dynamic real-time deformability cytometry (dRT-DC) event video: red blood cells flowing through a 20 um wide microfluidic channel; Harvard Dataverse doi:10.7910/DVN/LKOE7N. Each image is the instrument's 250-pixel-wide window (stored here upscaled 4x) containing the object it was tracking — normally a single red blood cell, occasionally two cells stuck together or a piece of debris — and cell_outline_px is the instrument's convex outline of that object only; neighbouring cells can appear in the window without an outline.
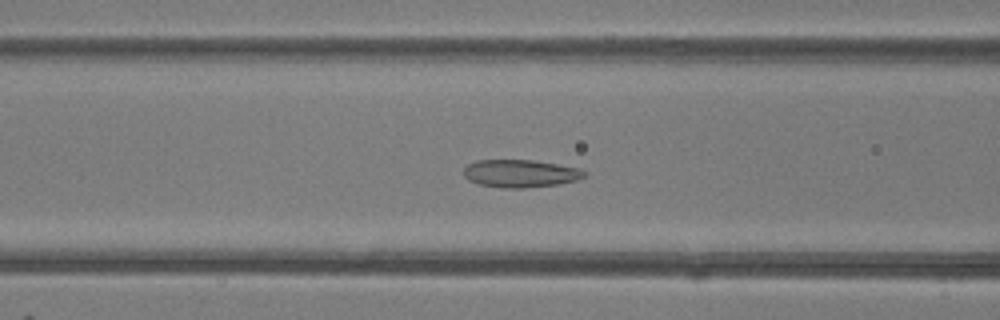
{"species": "common noctule bat (a hibernating species)", "species_latin": "Nyctalus noctula", "temperature_condition": "room temperature", "stored_images_in_passage": 49, "camera_frame_rate_fps": 3000, "um_per_image_px": 0.085, "animal": {"sex": "female"}, "frame": {"image": 1, "passage_image": 20, "time_ms": 6.333, "image_size_px": [1000, 320], "cell_outline_px": [[588, 172], [584, 176], [576, 180], [560, 184], [524, 188], [500, 188], [480, 184], [468, 180], [464, 176], [464, 168], [468, 164], [476, 160], [532, 160], [580, 168]], "centroid_in_image_um": [44.23, 14.75], "position_along_channel_um": 122.4, "area_um2": 19.54}}
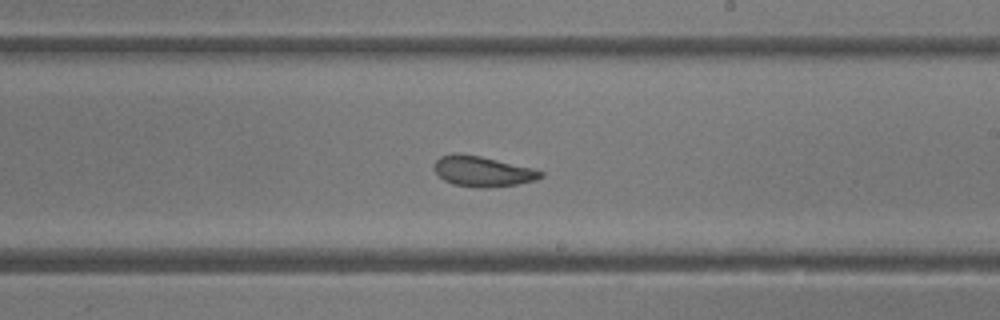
{"frame": {"image": 2, "passage_image": 29, "time_ms": 9.333, "image_size_px": [1000, 320], "cell_outline_px": [[544, 176], [536, 180], [516, 184], [488, 188], [476, 188], [452, 184], [444, 180], [432, 168], [436, 160], [440, 156], [456, 152], [460, 152], [480, 156], [532, 168], [544, 172]], "centroid_in_image_um": [40.99, 14.56], "position_along_channel_um": 248.0, "area_um2": 19.02}}
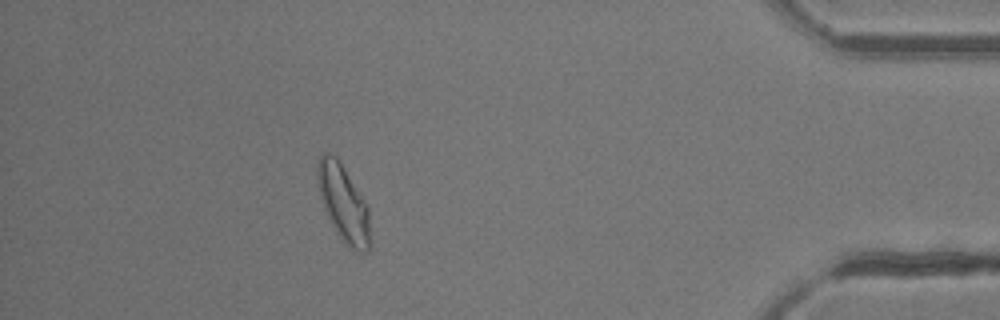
{"frame": {"image": 3, "passage_image": 44, "time_ms": 14.333, "image_size_px": [1000, 320], "cell_outline_px": [[372, 244], [368, 252], [356, 252], [340, 236], [332, 224], [324, 208], [320, 196], [316, 176], [316, 164], [320, 152], [328, 152], [336, 156], [364, 200], [368, 208]], "centroid_in_image_um": [29.19, 17.26], "position_along_channel_um": 406.0, "area_um2": 23.52}, "authors_computed_cell_mechanics": {"area_um2": 21.4438, "velocity_mm_per_s": 4.1913, "shape_relaxation_time_tau1_ms": 7.3966, "shape_relaxation_time_tau2_ms": 1.7421, "deformation_change_tau1": 0.1354, "deformation_change_tau2": 0.0802}}